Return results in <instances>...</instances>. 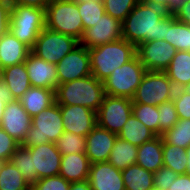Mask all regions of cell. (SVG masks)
<instances>
[{
  "label": "cell",
  "instance_id": "obj_31",
  "mask_svg": "<svg viewBox=\"0 0 190 190\" xmlns=\"http://www.w3.org/2000/svg\"><path fill=\"white\" fill-rule=\"evenodd\" d=\"M163 166L172 169L175 173H187L186 149L163 141Z\"/></svg>",
  "mask_w": 190,
  "mask_h": 190
},
{
  "label": "cell",
  "instance_id": "obj_36",
  "mask_svg": "<svg viewBox=\"0 0 190 190\" xmlns=\"http://www.w3.org/2000/svg\"><path fill=\"white\" fill-rule=\"evenodd\" d=\"M55 144L61 155L85 153L86 137L64 131Z\"/></svg>",
  "mask_w": 190,
  "mask_h": 190
},
{
  "label": "cell",
  "instance_id": "obj_9",
  "mask_svg": "<svg viewBox=\"0 0 190 190\" xmlns=\"http://www.w3.org/2000/svg\"><path fill=\"white\" fill-rule=\"evenodd\" d=\"M79 45L76 38L44 28L31 49L38 58L57 64L66 54Z\"/></svg>",
  "mask_w": 190,
  "mask_h": 190
},
{
  "label": "cell",
  "instance_id": "obj_18",
  "mask_svg": "<svg viewBox=\"0 0 190 190\" xmlns=\"http://www.w3.org/2000/svg\"><path fill=\"white\" fill-rule=\"evenodd\" d=\"M118 135L96 125L86 136L85 154L91 164L107 162Z\"/></svg>",
  "mask_w": 190,
  "mask_h": 190
},
{
  "label": "cell",
  "instance_id": "obj_19",
  "mask_svg": "<svg viewBox=\"0 0 190 190\" xmlns=\"http://www.w3.org/2000/svg\"><path fill=\"white\" fill-rule=\"evenodd\" d=\"M88 181L92 190H125L121 170L108 161L91 164Z\"/></svg>",
  "mask_w": 190,
  "mask_h": 190
},
{
  "label": "cell",
  "instance_id": "obj_32",
  "mask_svg": "<svg viewBox=\"0 0 190 190\" xmlns=\"http://www.w3.org/2000/svg\"><path fill=\"white\" fill-rule=\"evenodd\" d=\"M167 144L187 149L190 146V119H179L178 122L161 135Z\"/></svg>",
  "mask_w": 190,
  "mask_h": 190
},
{
  "label": "cell",
  "instance_id": "obj_3",
  "mask_svg": "<svg viewBox=\"0 0 190 190\" xmlns=\"http://www.w3.org/2000/svg\"><path fill=\"white\" fill-rule=\"evenodd\" d=\"M88 50L92 75L102 82L136 56V46L123 38Z\"/></svg>",
  "mask_w": 190,
  "mask_h": 190
},
{
  "label": "cell",
  "instance_id": "obj_28",
  "mask_svg": "<svg viewBox=\"0 0 190 190\" xmlns=\"http://www.w3.org/2000/svg\"><path fill=\"white\" fill-rule=\"evenodd\" d=\"M138 146L129 143L119 137L114 142L108 162L118 170H124L130 165L136 164Z\"/></svg>",
  "mask_w": 190,
  "mask_h": 190
},
{
  "label": "cell",
  "instance_id": "obj_51",
  "mask_svg": "<svg viewBox=\"0 0 190 190\" xmlns=\"http://www.w3.org/2000/svg\"><path fill=\"white\" fill-rule=\"evenodd\" d=\"M186 154H187V173L190 175V146L186 149Z\"/></svg>",
  "mask_w": 190,
  "mask_h": 190
},
{
  "label": "cell",
  "instance_id": "obj_33",
  "mask_svg": "<svg viewBox=\"0 0 190 190\" xmlns=\"http://www.w3.org/2000/svg\"><path fill=\"white\" fill-rule=\"evenodd\" d=\"M10 162L30 184L38 180L37 173L33 170L32 154L27 147L20 145L11 156Z\"/></svg>",
  "mask_w": 190,
  "mask_h": 190
},
{
  "label": "cell",
  "instance_id": "obj_49",
  "mask_svg": "<svg viewBox=\"0 0 190 190\" xmlns=\"http://www.w3.org/2000/svg\"><path fill=\"white\" fill-rule=\"evenodd\" d=\"M69 190H92L88 180L70 183Z\"/></svg>",
  "mask_w": 190,
  "mask_h": 190
},
{
  "label": "cell",
  "instance_id": "obj_26",
  "mask_svg": "<svg viewBox=\"0 0 190 190\" xmlns=\"http://www.w3.org/2000/svg\"><path fill=\"white\" fill-rule=\"evenodd\" d=\"M118 137L133 145L140 146L145 142L151 141L157 135L132 113L119 132Z\"/></svg>",
  "mask_w": 190,
  "mask_h": 190
},
{
  "label": "cell",
  "instance_id": "obj_24",
  "mask_svg": "<svg viewBox=\"0 0 190 190\" xmlns=\"http://www.w3.org/2000/svg\"><path fill=\"white\" fill-rule=\"evenodd\" d=\"M0 76L6 82L7 87L16 100L31 87L25 63L2 69Z\"/></svg>",
  "mask_w": 190,
  "mask_h": 190
},
{
  "label": "cell",
  "instance_id": "obj_12",
  "mask_svg": "<svg viewBox=\"0 0 190 190\" xmlns=\"http://www.w3.org/2000/svg\"><path fill=\"white\" fill-rule=\"evenodd\" d=\"M58 85L91 75L89 50L79 44L57 64Z\"/></svg>",
  "mask_w": 190,
  "mask_h": 190
},
{
  "label": "cell",
  "instance_id": "obj_44",
  "mask_svg": "<svg viewBox=\"0 0 190 190\" xmlns=\"http://www.w3.org/2000/svg\"><path fill=\"white\" fill-rule=\"evenodd\" d=\"M14 97L12 96L11 91L6 85V82L0 76V124L1 119L3 117V112L5 110V106L9 103L14 101Z\"/></svg>",
  "mask_w": 190,
  "mask_h": 190
},
{
  "label": "cell",
  "instance_id": "obj_5",
  "mask_svg": "<svg viewBox=\"0 0 190 190\" xmlns=\"http://www.w3.org/2000/svg\"><path fill=\"white\" fill-rule=\"evenodd\" d=\"M45 28V9L12 4L9 31L30 49Z\"/></svg>",
  "mask_w": 190,
  "mask_h": 190
},
{
  "label": "cell",
  "instance_id": "obj_27",
  "mask_svg": "<svg viewBox=\"0 0 190 190\" xmlns=\"http://www.w3.org/2000/svg\"><path fill=\"white\" fill-rule=\"evenodd\" d=\"M125 190H149L154 186V173L137 163L121 171Z\"/></svg>",
  "mask_w": 190,
  "mask_h": 190
},
{
  "label": "cell",
  "instance_id": "obj_34",
  "mask_svg": "<svg viewBox=\"0 0 190 190\" xmlns=\"http://www.w3.org/2000/svg\"><path fill=\"white\" fill-rule=\"evenodd\" d=\"M76 3L80 17L82 18L84 30L94 26L95 23L101 19L103 14H105L103 0H90Z\"/></svg>",
  "mask_w": 190,
  "mask_h": 190
},
{
  "label": "cell",
  "instance_id": "obj_39",
  "mask_svg": "<svg viewBox=\"0 0 190 190\" xmlns=\"http://www.w3.org/2000/svg\"><path fill=\"white\" fill-rule=\"evenodd\" d=\"M70 182L61 175L41 178L31 184L30 190H69Z\"/></svg>",
  "mask_w": 190,
  "mask_h": 190
},
{
  "label": "cell",
  "instance_id": "obj_17",
  "mask_svg": "<svg viewBox=\"0 0 190 190\" xmlns=\"http://www.w3.org/2000/svg\"><path fill=\"white\" fill-rule=\"evenodd\" d=\"M31 86L55 90L58 86L56 64L48 63L30 52L25 60Z\"/></svg>",
  "mask_w": 190,
  "mask_h": 190
},
{
  "label": "cell",
  "instance_id": "obj_11",
  "mask_svg": "<svg viewBox=\"0 0 190 190\" xmlns=\"http://www.w3.org/2000/svg\"><path fill=\"white\" fill-rule=\"evenodd\" d=\"M176 52L166 40H151L136 47V55L147 71L164 72Z\"/></svg>",
  "mask_w": 190,
  "mask_h": 190
},
{
  "label": "cell",
  "instance_id": "obj_37",
  "mask_svg": "<svg viewBox=\"0 0 190 190\" xmlns=\"http://www.w3.org/2000/svg\"><path fill=\"white\" fill-rule=\"evenodd\" d=\"M137 3L138 0H103L105 13L121 22L124 21Z\"/></svg>",
  "mask_w": 190,
  "mask_h": 190
},
{
  "label": "cell",
  "instance_id": "obj_10",
  "mask_svg": "<svg viewBox=\"0 0 190 190\" xmlns=\"http://www.w3.org/2000/svg\"><path fill=\"white\" fill-rule=\"evenodd\" d=\"M132 104L130 98L106 94L97 111V125L118 135L132 114Z\"/></svg>",
  "mask_w": 190,
  "mask_h": 190
},
{
  "label": "cell",
  "instance_id": "obj_23",
  "mask_svg": "<svg viewBox=\"0 0 190 190\" xmlns=\"http://www.w3.org/2000/svg\"><path fill=\"white\" fill-rule=\"evenodd\" d=\"M163 139L157 136L151 141L138 146L136 163L142 168L155 173L163 166Z\"/></svg>",
  "mask_w": 190,
  "mask_h": 190
},
{
  "label": "cell",
  "instance_id": "obj_14",
  "mask_svg": "<svg viewBox=\"0 0 190 190\" xmlns=\"http://www.w3.org/2000/svg\"><path fill=\"white\" fill-rule=\"evenodd\" d=\"M32 154L33 170L38 180L45 177L57 176L60 173L62 155L53 142L37 146H24Z\"/></svg>",
  "mask_w": 190,
  "mask_h": 190
},
{
  "label": "cell",
  "instance_id": "obj_4",
  "mask_svg": "<svg viewBox=\"0 0 190 190\" xmlns=\"http://www.w3.org/2000/svg\"><path fill=\"white\" fill-rule=\"evenodd\" d=\"M45 27L80 41L84 28L77 3L73 0H50L45 9Z\"/></svg>",
  "mask_w": 190,
  "mask_h": 190
},
{
  "label": "cell",
  "instance_id": "obj_54",
  "mask_svg": "<svg viewBox=\"0 0 190 190\" xmlns=\"http://www.w3.org/2000/svg\"><path fill=\"white\" fill-rule=\"evenodd\" d=\"M73 1H75V2H81V1H90V0H73Z\"/></svg>",
  "mask_w": 190,
  "mask_h": 190
},
{
  "label": "cell",
  "instance_id": "obj_22",
  "mask_svg": "<svg viewBox=\"0 0 190 190\" xmlns=\"http://www.w3.org/2000/svg\"><path fill=\"white\" fill-rule=\"evenodd\" d=\"M18 100L25 111L34 117L55 103V90L31 86Z\"/></svg>",
  "mask_w": 190,
  "mask_h": 190
},
{
  "label": "cell",
  "instance_id": "obj_8",
  "mask_svg": "<svg viewBox=\"0 0 190 190\" xmlns=\"http://www.w3.org/2000/svg\"><path fill=\"white\" fill-rule=\"evenodd\" d=\"M175 88L162 71H146L132 97L133 103L160 105L173 99Z\"/></svg>",
  "mask_w": 190,
  "mask_h": 190
},
{
  "label": "cell",
  "instance_id": "obj_52",
  "mask_svg": "<svg viewBox=\"0 0 190 190\" xmlns=\"http://www.w3.org/2000/svg\"><path fill=\"white\" fill-rule=\"evenodd\" d=\"M182 89H183L185 92H187V93L190 94V82H189L188 84H186L184 87H182Z\"/></svg>",
  "mask_w": 190,
  "mask_h": 190
},
{
  "label": "cell",
  "instance_id": "obj_46",
  "mask_svg": "<svg viewBox=\"0 0 190 190\" xmlns=\"http://www.w3.org/2000/svg\"><path fill=\"white\" fill-rule=\"evenodd\" d=\"M174 16L178 21L190 26V0H186Z\"/></svg>",
  "mask_w": 190,
  "mask_h": 190
},
{
  "label": "cell",
  "instance_id": "obj_47",
  "mask_svg": "<svg viewBox=\"0 0 190 190\" xmlns=\"http://www.w3.org/2000/svg\"><path fill=\"white\" fill-rule=\"evenodd\" d=\"M10 1L11 4L33 6L41 9H46V6L50 2V0H10Z\"/></svg>",
  "mask_w": 190,
  "mask_h": 190
},
{
  "label": "cell",
  "instance_id": "obj_7",
  "mask_svg": "<svg viewBox=\"0 0 190 190\" xmlns=\"http://www.w3.org/2000/svg\"><path fill=\"white\" fill-rule=\"evenodd\" d=\"M146 71L136 55L123 66L113 70L103 81L105 93L110 96L132 99Z\"/></svg>",
  "mask_w": 190,
  "mask_h": 190
},
{
  "label": "cell",
  "instance_id": "obj_15",
  "mask_svg": "<svg viewBox=\"0 0 190 190\" xmlns=\"http://www.w3.org/2000/svg\"><path fill=\"white\" fill-rule=\"evenodd\" d=\"M64 131L86 137L97 125V112L81 105H59Z\"/></svg>",
  "mask_w": 190,
  "mask_h": 190
},
{
  "label": "cell",
  "instance_id": "obj_13",
  "mask_svg": "<svg viewBox=\"0 0 190 190\" xmlns=\"http://www.w3.org/2000/svg\"><path fill=\"white\" fill-rule=\"evenodd\" d=\"M121 38L122 22L105 13L94 26L84 30L79 44L91 49Z\"/></svg>",
  "mask_w": 190,
  "mask_h": 190
},
{
  "label": "cell",
  "instance_id": "obj_50",
  "mask_svg": "<svg viewBox=\"0 0 190 190\" xmlns=\"http://www.w3.org/2000/svg\"><path fill=\"white\" fill-rule=\"evenodd\" d=\"M140 3L149 4L159 6L165 10H167L168 0H138Z\"/></svg>",
  "mask_w": 190,
  "mask_h": 190
},
{
  "label": "cell",
  "instance_id": "obj_21",
  "mask_svg": "<svg viewBox=\"0 0 190 190\" xmlns=\"http://www.w3.org/2000/svg\"><path fill=\"white\" fill-rule=\"evenodd\" d=\"M90 166L85 153L62 155L59 175L70 183L85 181L88 180Z\"/></svg>",
  "mask_w": 190,
  "mask_h": 190
},
{
  "label": "cell",
  "instance_id": "obj_40",
  "mask_svg": "<svg viewBox=\"0 0 190 190\" xmlns=\"http://www.w3.org/2000/svg\"><path fill=\"white\" fill-rule=\"evenodd\" d=\"M20 145L0 127V162L9 161Z\"/></svg>",
  "mask_w": 190,
  "mask_h": 190
},
{
  "label": "cell",
  "instance_id": "obj_48",
  "mask_svg": "<svg viewBox=\"0 0 190 190\" xmlns=\"http://www.w3.org/2000/svg\"><path fill=\"white\" fill-rule=\"evenodd\" d=\"M185 1L186 0H168L166 13L174 15Z\"/></svg>",
  "mask_w": 190,
  "mask_h": 190
},
{
  "label": "cell",
  "instance_id": "obj_1",
  "mask_svg": "<svg viewBox=\"0 0 190 190\" xmlns=\"http://www.w3.org/2000/svg\"><path fill=\"white\" fill-rule=\"evenodd\" d=\"M174 19L159 6L138 2L122 22V38L136 47L151 40H165L166 27Z\"/></svg>",
  "mask_w": 190,
  "mask_h": 190
},
{
  "label": "cell",
  "instance_id": "obj_35",
  "mask_svg": "<svg viewBox=\"0 0 190 190\" xmlns=\"http://www.w3.org/2000/svg\"><path fill=\"white\" fill-rule=\"evenodd\" d=\"M132 113L147 128L159 136V111L158 106L141 103L132 104Z\"/></svg>",
  "mask_w": 190,
  "mask_h": 190
},
{
  "label": "cell",
  "instance_id": "obj_20",
  "mask_svg": "<svg viewBox=\"0 0 190 190\" xmlns=\"http://www.w3.org/2000/svg\"><path fill=\"white\" fill-rule=\"evenodd\" d=\"M31 49L10 31L0 37V69L24 63Z\"/></svg>",
  "mask_w": 190,
  "mask_h": 190
},
{
  "label": "cell",
  "instance_id": "obj_45",
  "mask_svg": "<svg viewBox=\"0 0 190 190\" xmlns=\"http://www.w3.org/2000/svg\"><path fill=\"white\" fill-rule=\"evenodd\" d=\"M168 190H190V175L179 174Z\"/></svg>",
  "mask_w": 190,
  "mask_h": 190
},
{
  "label": "cell",
  "instance_id": "obj_29",
  "mask_svg": "<svg viewBox=\"0 0 190 190\" xmlns=\"http://www.w3.org/2000/svg\"><path fill=\"white\" fill-rule=\"evenodd\" d=\"M31 184L9 161L0 162V190H30Z\"/></svg>",
  "mask_w": 190,
  "mask_h": 190
},
{
  "label": "cell",
  "instance_id": "obj_42",
  "mask_svg": "<svg viewBox=\"0 0 190 190\" xmlns=\"http://www.w3.org/2000/svg\"><path fill=\"white\" fill-rule=\"evenodd\" d=\"M177 176L178 174L172 169L162 166L154 173V186L160 188L161 190H168Z\"/></svg>",
  "mask_w": 190,
  "mask_h": 190
},
{
  "label": "cell",
  "instance_id": "obj_2",
  "mask_svg": "<svg viewBox=\"0 0 190 190\" xmlns=\"http://www.w3.org/2000/svg\"><path fill=\"white\" fill-rule=\"evenodd\" d=\"M106 96L104 84L92 74L59 84L55 102L59 105H81L97 112Z\"/></svg>",
  "mask_w": 190,
  "mask_h": 190
},
{
  "label": "cell",
  "instance_id": "obj_6",
  "mask_svg": "<svg viewBox=\"0 0 190 190\" xmlns=\"http://www.w3.org/2000/svg\"><path fill=\"white\" fill-rule=\"evenodd\" d=\"M63 132L60 106L55 102L49 108L32 117L31 127L21 145L37 146L47 142L55 143Z\"/></svg>",
  "mask_w": 190,
  "mask_h": 190
},
{
  "label": "cell",
  "instance_id": "obj_16",
  "mask_svg": "<svg viewBox=\"0 0 190 190\" xmlns=\"http://www.w3.org/2000/svg\"><path fill=\"white\" fill-rule=\"evenodd\" d=\"M32 117L25 111L19 100L5 106L0 127L20 144L23 143L31 127Z\"/></svg>",
  "mask_w": 190,
  "mask_h": 190
},
{
  "label": "cell",
  "instance_id": "obj_25",
  "mask_svg": "<svg viewBox=\"0 0 190 190\" xmlns=\"http://www.w3.org/2000/svg\"><path fill=\"white\" fill-rule=\"evenodd\" d=\"M175 89H180L190 82V52L177 51L171 63L164 71Z\"/></svg>",
  "mask_w": 190,
  "mask_h": 190
},
{
  "label": "cell",
  "instance_id": "obj_30",
  "mask_svg": "<svg viewBox=\"0 0 190 190\" xmlns=\"http://www.w3.org/2000/svg\"><path fill=\"white\" fill-rule=\"evenodd\" d=\"M165 40L177 51L190 52V26L176 18L166 27Z\"/></svg>",
  "mask_w": 190,
  "mask_h": 190
},
{
  "label": "cell",
  "instance_id": "obj_43",
  "mask_svg": "<svg viewBox=\"0 0 190 190\" xmlns=\"http://www.w3.org/2000/svg\"><path fill=\"white\" fill-rule=\"evenodd\" d=\"M11 8L10 0H0V37L9 32Z\"/></svg>",
  "mask_w": 190,
  "mask_h": 190
},
{
  "label": "cell",
  "instance_id": "obj_41",
  "mask_svg": "<svg viewBox=\"0 0 190 190\" xmlns=\"http://www.w3.org/2000/svg\"><path fill=\"white\" fill-rule=\"evenodd\" d=\"M173 101L179 119H190V94L182 88L175 89Z\"/></svg>",
  "mask_w": 190,
  "mask_h": 190
},
{
  "label": "cell",
  "instance_id": "obj_38",
  "mask_svg": "<svg viewBox=\"0 0 190 190\" xmlns=\"http://www.w3.org/2000/svg\"><path fill=\"white\" fill-rule=\"evenodd\" d=\"M159 111V136L163 132L172 128L179 120V116L176 111L175 103L172 100L164 102L158 105Z\"/></svg>",
  "mask_w": 190,
  "mask_h": 190
},
{
  "label": "cell",
  "instance_id": "obj_53",
  "mask_svg": "<svg viewBox=\"0 0 190 190\" xmlns=\"http://www.w3.org/2000/svg\"><path fill=\"white\" fill-rule=\"evenodd\" d=\"M149 190H161L160 188H157V187H155V186H153L151 189H149Z\"/></svg>",
  "mask_w": 190,
  "mask_h": 190
}]
</instances>
